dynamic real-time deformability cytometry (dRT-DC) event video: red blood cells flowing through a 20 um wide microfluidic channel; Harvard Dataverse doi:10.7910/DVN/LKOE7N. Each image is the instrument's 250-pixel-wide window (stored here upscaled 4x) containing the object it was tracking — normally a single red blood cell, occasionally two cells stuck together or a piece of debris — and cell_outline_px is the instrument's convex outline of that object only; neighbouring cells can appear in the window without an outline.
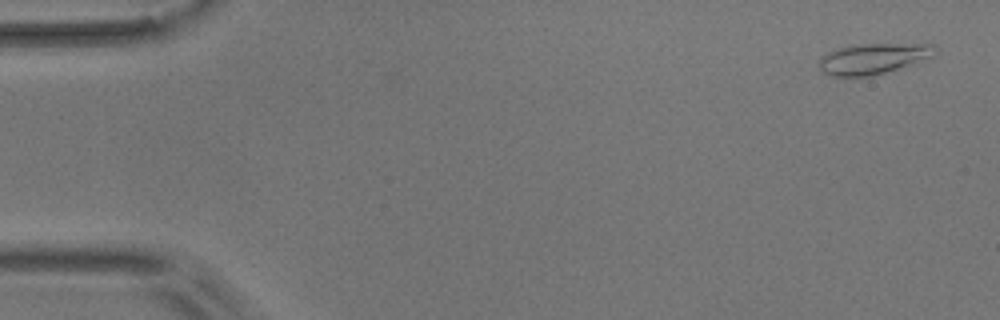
{"species": "common noctule bat (a hibernating species)", "species_latin": "Nyctalus noctula", "temperature_condition": "room temperature", "stored_images_in_passage": 5, "camera_frame_rate_fps": 3000, "um_per_image_px": 0.085, "animal": {"sex": "male", "body_mass_g": 17.9}, "frame": {"image": 1, "passage_image": 1, "time_ms": 0.0, "image_size_px": [1000, 320], "cell_outline_px": [[940, 52], [936, 56], [872, 76], [832, 76], [824, 72], [820, 68], [820, 56], [836, 48], [856, 44], [936, 44]], "centroid_in_image_um": [74.28, 4.96], "position_along_channel_um": 10.7, "area_um2": 20.87}}